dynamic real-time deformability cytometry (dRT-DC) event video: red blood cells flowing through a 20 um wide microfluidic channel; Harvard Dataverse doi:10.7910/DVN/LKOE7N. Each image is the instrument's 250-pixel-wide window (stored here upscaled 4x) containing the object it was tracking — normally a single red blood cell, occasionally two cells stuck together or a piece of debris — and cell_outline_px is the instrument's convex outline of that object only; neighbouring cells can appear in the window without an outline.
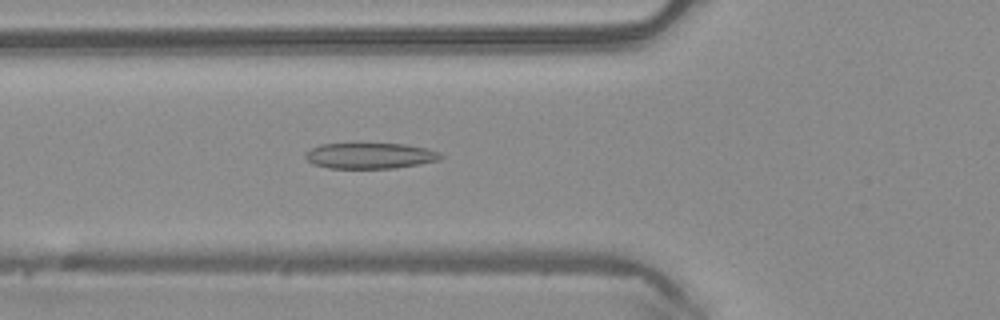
{"species": "common noctule bat (a hibernating species)", "species_latin": "Nyctalus noctula", "temperature_condition": "warm", "stored_images_in_passage": 49, "camera_frame_rate_fps": 3000, "um_per_image_px": 0.085, "animal": {"sex": "male", "body_mass_g": 20.4}, "frame": {"image": 1, "passage_image": 18, "time_ms": 5.667, "image_size_px": [1000, 320], "cell_outline_px": [[444, 156], [440, 160], [420, 164], [392, 168], [328, 168], [312, 164], [304, 156], [304, 152], [320, 144], [404, 144], [428, 148], [440, 152]], "centroid_in_image_um": [31.47, 13.24], "position_along_channel_um": 94.3, "area_um2": 20.4}}
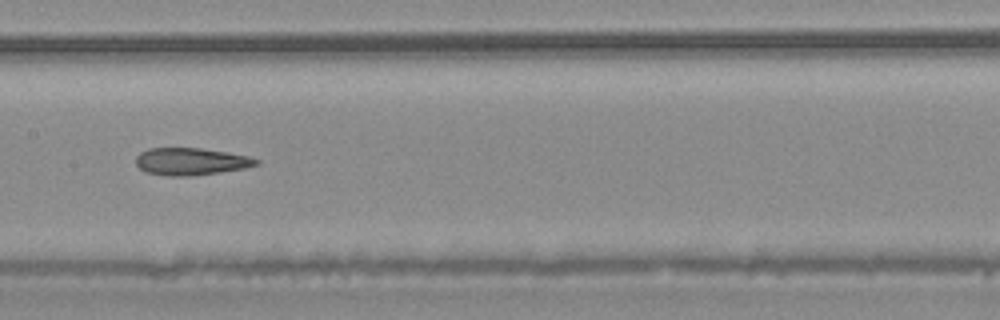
{"frame": {"image": 2, "passage_image": 25, "time_ms": 8.0, "image_size_px": [1000, 320], "cell_outline_px": [[260, 164], [244, 168], [220, 172], [192, 176], [168, 176], [144, 172], [136, 164], [136, 156], [140, 152], [148, 148], [200, 148], [228, 152], [248, 156], [260, 160]], "centroid_in_image_um": [16.22, 13.73], "position_along_channel_um": 191.2, "area_um2": 19.25}}
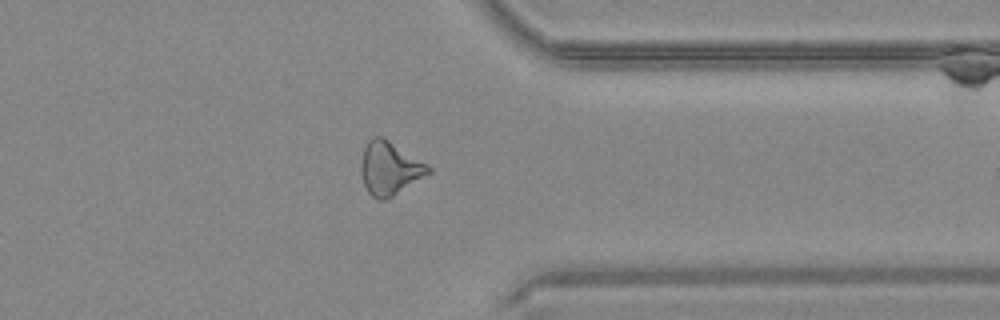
{"frame": {"image": 3, "passage_image": 39, "time_ms": 12.667, "image_size_px": [1000, 320], "cell_outline_px": [[432, 172], [392, 196], [384, 200], [376, 200], [368, 192], [364, 184], [360, 172], [360, 164], [364, 148], [368, 140], [372, 136], [384, 136], [428, 164], [432, 168]], "centroid_in_image_um": [33.11, 14.28], "position_along_channel_um": 378.3, "area_um2": 21.15}, "authors_computed_cell_mechanics": {"area_um2": 20.9236, "velocity_mm_per_s": 4.1278, "shape_relaxation_time_tau1_ms": null, "shape_relaxation_time_tau2_ms": 2.4219, "deformation_change_tau1": null, "deformation_change_tau2": 0.1298}}